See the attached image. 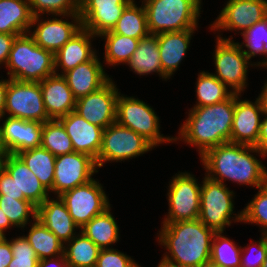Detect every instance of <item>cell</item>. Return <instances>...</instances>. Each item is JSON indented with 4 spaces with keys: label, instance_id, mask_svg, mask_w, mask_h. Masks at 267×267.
<instances>
[{
    "label": "cell",
    "instance_id": "obj_1",
    "mask_svg": "<svg viewBox=\"0 0 267 267\" xmlns=\"http://www.w3.org/2000/svg\"><path fill=\"white\" fill-rule=\"evenodd\" d=\"M255 153L266 157L255 146L227 142L208 149L200 159L208 178L223 184L229 180L258 189L267 183V169Z\"/></svg>",
    "mask_w": 267,
    "mask_h": 267
},
{
    "label": "cell",
    "instance_id": "obj_2",
    "mask_svg": "<svg viewBox=\"0 0 267 267\" xmlns=\"http://www.w3.org/2000/svg\"><path fill=\"white\" fill-rule=\"evenodd\" d=\"M234 104L235 93L225 101L191 108L174 142L181 139L185 144L197 147L200 157L208 149L230 142Z\"/></svg>",
    "mask_w": 267,
    "mask_h": 267
},
{
    "label": "cell",
    "instance_id": "obj_3",
    "mask_svg": "<svg viewBox=\"0 0 267 267\" xmlns=\"http://www.w3.org/2000/svg\"><path fill=\"white\" fill-rule=\"evenodd\" d=\"M161 224L157 241L168 251L163 257L182 267H203L210 262L215 231L199 219Z\"/></svg>",
    "mask_w": 267,
    "mask_h": 267
},
{
    "label": "cell",
    "instance_id": "obj_4",
    "mask_svg": "<svg viewBox=\"0 0 267 267\" xmlns=\"http://www.w3.org/2000/svg\"><path fill=\"white\" fill-rule=\"evenodd\" d=\"M9 79L41 82L55 74L54 53L38 46L29 33L16 36L5 65Z\"/></svg>",
    "mask_w": 267,
    "mask_h": 267
},
{
    "label": "cell",
    "instance_id": "obj_5",
    "mask_svg": "<svg viewBox=\"0 0 267 267\" xmlns=\"http://www.w3.org/2000/svg\"><path fill=\"white\" fill-rule=\"evenodd\" d=\"M150 34L197 29L200 0H143Z\"/></svg>",
    "mask_w": 267,
    "mask_h": 267
},
{
    "label": "cell",
    "instance_id": "obj_6",
    "mask_svg": "<svg viewBox=\"0 0 267 267\" xmlns=\"http://www.w3.org/2000/svg\"><path fill=\"white\" fill-rule=\"evenodd\" d=\"M203 179L199 220L215 232H224L225 227L231 226L233 220L234 223L242 222V211L238 214H234L235 211H233L234 191L229 190L226 184L214 181L207 176Z\"/></svg>",
    "mask_w": 267,
    "mask_h": 267
},
{
    "label": "cell",
    "instance_id": "obj_7",
    "mask_svg": "<svg viewBox=\"0 0 267 267\" xmlns=\"http://www.w3.org/2000/svg\"><path fill=\"white\" fill-rule=\"evenodd\" d=\"M159 117L155 110L142 100L119 93L116 122L142 135L154 147L162 143H173L174 137L160 133ZM171 137V138H170Z\"/></svg>",
    "mask_w": 267,
    "mask_h": 267
},
{
    "label": "cell",
    "instance_id": "obj_8",
    "mask_svg": "<svg viewBox=\"0 0 267 267\" xmlns=\"http://www.w3.org/2000/svg\"><path fill=\"white\" fill-rule=\"evenodd\" d=\"M216 46L214 50V66L216 78L223 82L233 93L240 94L247 87L248 67L255 66L242 52L238 42L229 38L216 36ZM250 65V66H248Z\"/></svg>",
    "mask_w": 267,
    "mask_h": 267
},
{
    "label": "cell",
    "instance_id": "obj_9",
    "mask_svg": "<svg viewBox=\"0 0 267 267\" xmlns=\"http://www.w3.org/2000/svg\"><path fill=\"white\" fill-rule=\"evenodd\" d=\"M154 148L142 135L114 122L103 131L101 150L95 161L99 169L107 162H124Z\"/></svg>",
    "mask_w": 267,
    "mask_h": 267
},
{
    "label": "cell",
    "instance_id": "obj_10",
    "mask_svg": "<svg viewBox=\"0 0 267 267\" xmlns=\"http://www.w3.org/2000/svg\"><path fill=\"white\" fill-rule=\"evenodd\" d=\"M44 123L51 120L44 107L40 82L18 81L8 78L4 118Z\"/></svg>",
    "mask_w": 267,
    "mask_h": 267
},
{
    "label": "cell",
    "instance_id": "obj_11",
    "mask_svg": "<svg viewBox=\"0 0 267 267\" xmlns=\"http://www.w3.org/2000/svg\"><path fill=\"white\" fill-rule=\"evenodd\" d=\"M193 174L179 172L172 177L167 193L168 215L162 223L199 219L201 185Z\"/></svg>",
    "mask_w": 267,
    "mask_h": 267
},
{
    "label": "cell",
    "instance_id": "obj_12",
    "mask_svg": "<svg viewBox=\"0 0 267 267\" xmlns=\"http://www.w3.org/2000/svg\"><path fill=\"white\" fill-rule=\"evenodd\" d=\"M59 197L79 228H82L93 217L103 213L111 205L103 186L96 179L66 191Z\"/></svg>",
    "mask_w": 267,
    "mask_h": 267
},
{
    "label": "cell",
    "instance_id": "obj_13",
    "mask_svg": "<svg viewBox=\"0 0 267 267\" xmlns=\"http://www.w3.org/2000/svg\"><path fill=\"white\" fill-rule=\"evenodd\" d=\"M94 158L80 152L56 156L52 193L59 197L64 192L91 181L98 172Z\"/></svg>",
    "mask_w": 267,
    "mask_h": 267
},
{
    "label": "cell",
    "instance_id": "obj_14",
    "mask_svg": "<svg viewBox=\"0 0 267 267\" xmlns=\"http://www.w3.org/2000/svg\"><path fill=\"white\" fill-rule=\"evenodd\" d=\"M112 78L100 89L76 100L75 112L103 129L116 122L119 93Z\"/></svg>",
    "mask_w": 267,
    "mask_h": 267
},
{
    "label": "cell",
    "instance_id": "obj_15",
    "mask_svg": "<svg viewBox=\"0 0 267 267\" xmlns=\"http://www.w3.org/2000/svg\"><path fill=\"white\" fill-rule=\"evenodd\" d=\"M267 18V0H228L209 27L211 31H242Z\"/></svg>",
    "mask_w": 267,
    "mask_h": 267
},
{
    "label": "cell",
    "instance_id": "obj_16",
    "mask_svg": "<svg viewBox=\"0 0 267 267\" xmlns=\"http://www.w3.org/2000/svg\"><path fill=\"white\" fill-rule=\"evenodd\" d=\"M53 18L40 20L41 16H33L29 34L33 37L35 43L54 54L67 43L82 27V20L79 14H70L72 20L59 19L52 15ZM55 17V18H54ZM36 26V27H35Z\"/></svg>",
    "mask_w": 267,
    "mask_h": 267
},
{
    "label": "cell",
    "instance_id": "obj_17",
    "mask_svg": "<svg viewBox=\"0 0 267 267\" xmlns=\"http://www.w3.org/2000/svg\"><path fill=\"white\" fill-rule=\"evenodd\" d=\"M133 0H79L82 27L97 38L111 31Z\"/></svg>",
    "mask_w": 267,
    "mask_h": 267
},
{
    "label": "cell",
    "instance_id": "obj_18",
    "mask_svg": "<svg viewBox=\"0 0 267 267\" xmlns=\"http://www.w3.org/2000/svg\"><path fill=\"white\" fill-rule=\"evenodd\" d=\"M239 96L241 97L240 94L235 93L230 142L258 148V137L262 121L261 117L264 114L262 103L258 97L255 102H252L246 99H239Z\"/></svg>",
    "mask_w": 267,
    "mask_h": 267
},
{
    "label": "cell",
    "instance_id": "obj_19",
    "mask_svg": "<svg viewBox=\"0 0 267 267\" xmlns=\"http://www.w3.org/2000/svg\"><path fill=\"white\" fill-rule=\"evenodd\" d=\"M58 120L70 137L74 151L88 154L96 160L101 150L104 129L89 123L75 111Z\"/></svg>",
    "mask_w": 267,
    "mask_h": 267
},
{
    "label": "cell",
    "instance_id": "obj_20",
    "mask_svg": "<svg viewBox=\"0 0 267 267\" xmlns=\"http://www.w3.org/2000/svg\"><path fill=\"white\" fill-rule=\"evenodd\" d=\"M2 122V137L8 154L17 155L41 146L43 123L7 116Z\"/></svg>",
    "mask_w": 267,
    "mask_h": 267
},
{
    "label": "cell",
    "instance_id": "obj_21",
    "mask_svg": "<svg viewBox=\"0 0 267 267\" xmlns=\"http://www.w3.org/2000/svg\"><path fill=\"white\" fill-rule=\"evenodd\" d=\"M4 169L16 182L19 200H28L38 207L47 198H51L49 191L18 155L7 154Z\"/></svg>",
    "mask_w": 267,
    "mask_h": 267
},
{
    "label": "cell",
    "instance_id": "obj_22",
    "mask_svg": "<svg viewBox=\"0 0 267 267\" xmlns=\"http://www.w3.org/2000/svg\"><path fill=\"white\" fill-rule=\"evenodd\" d=\"M103 66L96 54L90 61L79 64L62 75L76 100L97 91L111 79Z\"/></svg>",
    "mask_w": 267,
    "mask_h": 267
},
{
    "label": "cell",
    "instance_id": "obj_23",
    "mask_svg": "<svg viewBox=\"0 0 267 267\" xmlns=\"http://www.w3.org/2000/svg\"><path fill=\"white\" fill-rule=\"evenodd\" d=\"M94 37L96 36L93 33L82 28L65 43L54 54L55 74L63 75L77 65L90 61L97 54L91 43L92 39H96ZM58 69L61 70V74L57 72L60 71Z\"/></svg>",
    "mask_w": 267,
    "mask_h": 267
},
{
    "label": "cell",
    "instance_id": "obj_24",
    "mask_svg": "<svg viewBox=\"0 0 267 267\" xmlns=\"http://www.w3.org/2000/svg\"><path fill=\"white\" fill-rule=\"evenodd\" d=\"M49 199L47 198L37 207L36 219L65 244L77 235L74 231L80 228L74 223L60 197L56 196V200L55 198Z\"/></svg>",
    "mask_w": 267,
    "mask_h": 267
},
{
    "label": "cell",
    "instance_id": "obj_25",
    "mask_svg": "<svg viewBox=\"0 0 267 267\" xmlns=\"http://www.w3.org/2000/svg\"><path fill=\"white\" fill-rule=\"evenodd\" d=\"M44 107L50 119H59L75 110L76 99L62 75L54 74L40 82Z\"/></svg>",
    "mask_w": 267,
    "mask_h": 267
},
{
    "label": "cell",
    "instance_id": "obj_26",
    "mask_svg": "<svg viewBox=\"0 0 267 267\" xmlns=\"http://www.w3.org/2000/svg\"><path fill=\"white\" fill-rule=\"evenodd\" d=\"M195 30L197 29L156 34L162 70L169 79L186 57Z\"/></svg>",
    "mask_w": 267,
    "mask_h": 267
},
{
    "label": "cell",
    "instance_id": "obj_27",
    "mask_svg": "<svg viewBox=\"0 0 267 267\" xmlns=\"http://www.w3.org/2000/svg\"><path fill=\"white\" fill-rule=\"evenodd\" d=\"M32 19L28 0H0V33H29Z\"/></svg>",
    "mask_w": 267,
    "mask_h": 267
},
{
    "label": "cell",
    "instance_id": "obj_28",
    "mask_svg": "<svg viewBox=\"0 0 267 267\" xmlns=\"http://www.w3.org/2000/svg\"><path fill=\"white\" fill-rule=\"evenodd\" d=\"M126 64L140 76L155 72L162 79L169 80L162 70L157 35L149 34L141 38L132 57Z\"/></svg>",
    "mask_w": 267,
    "mask_h": 267
},
{
    "label": "cell",
    "instance_id": "obj_29",
    "mask_svg": "<svg viewBox=\"0 0 267 267\" xmlns=\"http://www.w3.org/2000/svg\"><path fill=\"white\" fill-rule=\"evenodd\" d=\"M110 211L111 207L93 217L80 228V231L91 239L100 249L112 248L111 245L120 240L119 227L115 217H113Z\"/></svg>",
    "mask_w": 267,
    "mask_h": 267
},
{
    "label": "cell",
    "instance_id": "obj_30",
    "mask_svg": "<svg viewBox=\"0 0 267 267\" xmlns=\"http://www.w3.org/2000/svg\"><path fill=\"white\" fill-rule=\"evenodd\" d=\"M17 155L38 177L41 184L52 192L56 156L42 146L19 152Z\"/></svg>",
    "mask_w": 267,
    "mask_h": 267
},
{
    "label": "cell",
    "instance_id": "obj_31",
    "mask_svg": "<svg viewBox=\"0 0 267 267\" xmlns=\"http://www.w3.org/2000/svg\"><path fill=\"white\" fill-rule=\"evenodd\" d=\"M100 248L81 231L64 244L63 254L70 267H95Z\"/></svg>",
    "mask_w": 267,
    "mask_h": 267
},
{
    "label": "cell",
    "instance_id": "obj_32",
    "mask_svg": "<svg viewBox=\"0 0 267 267\" xmlns=\"http://www.w3.org/2000/svg\"><path fill=\"white\" fill-rule=\"evenodd\" d=\"M25 238L39 260L63 255L64 244L37 219L33 220Z\"/></svg>",
    "mask_w": 267,
    "mask_h": 267
},
{
    "label": "cell",
    "instance_id": "obj_33",
    "mask_svg": "<svg viewBox=\"0 0 267 267\" xmlns=\"http://www.w3.org/2000/svg\"><path fill=\"white\" fill-rule=\"evenodd\" d=\"M99 37L105 39L103 59H105L106 65L113 67L121 63L126 65L139 43V39L113 33L112 31L105 32Z\"/></svg>",
    "mask_w": 267,
    "mask_h": 267
},
{
    "label": "cell",
    "instance_id": "obj_34",
    "mask_svg": "<svg viewBox=\"0 0 267 267\" xmlns=\"http://www.w3.org/2000/svg\"><path fill=\"white\" fill-rule=\"evenodd\" d=\"M137 5L135 0H133L125 8L116 25L111 30L113 33L122 34L139 40L150 34L144 5L142 4L140 7Z\"/></svg>",
    "mask_w": 267,
    "mask_h": 267
},
{
    "label": "cell",
    "instance_id": "obj_35",
    "mask_svg": "<svg viewBox=\"0 0 267 267\" xmlns=\"http://www.w3.org/2000/svg\"><path fill=\"white\" fill-rule=\"evenodd\" d=\"M197 102L193 107L213 105L228 99L233 92L212 73L201 71L196 81Z\"/></svg>",
    "mask_w": 267,
    "mask_h": 267
},
{
    "label": "cell",
    "instance_id": "obj_36",
    "mask_svg": "<svg viewBox=\"0 0 267 267\" xmlns=\"http://www.w3.org/2000/svg\"><path fill=\"white\" fill-rule=\"evenodd\" d=\"M41 146L54 156L74 152L71 139L58 119L43 123Z\"/></svg>",
    "mask_w": 267,
    "mask_h": 267
},
{
    "label": "cell",
    "instance_id": "obj_37",
    "mask_svg": "<svg viewBox=\"0 0 267 267\" xmlns=\"http://www.w3.org/2000/svg\"><path fill=\"white\" fill-rule=\"evenodd\" d=\"M216 232L212 240L210 262L221 267H240L242 247Z\"/></svg>",
    "mask_w": 267,
    "mask_h": 267
},
{
    "label": "cell",
    "instance_id": "obj_38",
    "mask_svg": "<svg viewBox=\"0 0 267 267\" xmlns=\"http://www.w3.org/2000/svg\"><path fill=\"white\" fill-rule=\"evenodd\" d=\"M244 42H241L239 46L246 57L251 61L252 57L256 55H264L266 58L259 62H253L254 65L265 67L267 65V49L265 47V41L267 37V18L261 22L253 24L249 29L241 33ZM245 43V44H244ZM245 45V46H244ZM243 47L247 48L243 49Z\"/></svg>",
    "mask_w": 267,
    "mask_h": 267
},
{
    "label": "cell",
    "instance_id": "obj_39",
    "mask_svg": "<svg viewBox=\"0 0 267 267\" xmlns=\"http://www.w3.org/2000/svg\"><path fill=\"white\" fill-rule=\"evenodd\" d=\"M0 208L7 215L14 227L23 228L31 224L30 216L36 219L37 207L28 200H17L0 195ZM29 222V223H28Z\"/></svg>",
    "mask_w": 267,
    "mask_h": 267
},
{
    "label": "cell",
    "instance_id": "obj_40",
    "mask_svg": "<svg viewBox=\"0 0 267 267\" xmlns=\"http://www.w3.org/2000/svg\"><path fill=\"white\" fill-rule=\"evenodd\" d=\"M242 223L259 225L267 235V183L258 188L257 194L242 210Z\"/></svg>",
    "mask_w": 267,
    "mask_h": 267
},
{
    "label": "cell",
    "instance_id": "obj_41",
    "mask_svg": "<svg viewBox=\"0 0 267 267\" xmlns=\"http://www.w3.org/2000/svg\"><path fill=\"white\" fill-rule=\"evenodd\" d=\"M33 16L55 15L66 18L79 14V0H28ZM66 16V17H65Z\"/></svg>",
    "mask_w": 267,
    "mask_h": 267
},
{
    "label": "cell",
    "instance_id": "obj_42",
    "mask_svg": "<svg viewBox=\"0 0 267 267\" xmlns=\"http://www.w3.org/2000/svg\"><path fill=\"white\" fill-rule=\"evenodd\" d=\"M10 246L12 249L13 258L8 267H38L39 259L24 236L11 238Z\"/></svg>",
    "mask_w": 267,
    "mask_h": 267
},
{
    "label": "cell",
    "instance_id": "obj_43",
    "mask_svg": "<svg viewBox=\"0 0 267 267\" xmlns=\"http://www.w3.org/2000/svg\"><path fill=\"white\" fill-rule=\"evenodd\" d=\"M249 244V246L246 245L247 247H242L240 267H262L267 255V235L261 234V239H259V241H254V243L251 241ZM252 248L256 249L253 250ZM250 252H253V255L247 256Z\"/></svg>",
    "mask_w": 267,
    "mask_h": 267
},
{
    "label": "cell",
    "instance_id": "obj_44",
    "mask_svg": "<svg viewBox=\"0 0 267 267\" xmlns=\"http://www.w3.org/2000/svg\"><path fill=\"white\" fill-rule=\"evenodd\" d=\"M95 267H141L133 258L118 249H101Z\"/></svg>",
    "mask_w": 267,
    "mask_h": 267
},
{
    "label": "cell",
    "instance_id": "obj_45",
    "mask_svg": "<svg viewBox=\"0 0 267 267\" xmlns=\"http://www.w3.org/2000/svg\"><path fill=\"white\" fill-rule=\"evenodd\" d=\"M0 195L19 200L16 182L5 169L0 173Z\"/></svg>",
    "mask_w": 267,
    "mask_h": 267
},
{
    "label": "cell",
    "instance_id": "obj_46",
    "mask_svg": "<svg viewBox=\"0 0 267 267\" xmlns=\"http://www.w3.org/2000/svg\"><path fill=\"white\" fill-rule=\"evenodd\" d=\"M16 36L18 35L0 33V66L1 64H7L12 44Z\"/></svg>",
    "mask_w": 267,
    "mask_h": 267
},
{
    "label": "cell",
    "instance_id": "obj_47",
    "mask_svg": "<svg viewBox=\"0 0 267 267\" xmlns=\"http://www.w3.org/2000/svg\"><path fill=\"white\" fill-rule=\"evenodd\" d=\"M13 258L10 241L6 236L0 237V267H8Z\"/></svg>",
    "mask_w": 267,
    "mask_h": 267
},
{
    "label": "cell",
    "instance_id": "obj_48",
    "mask_svg": "<svg viewBox=\"0 0 267 267\" xmlns=\"http://www.w3.org/2000/svg\"><path fill=\"white\" fill-rule=\"evenodd\" d=\"M38 267H70V265L63 254L54 258L40 259Z\"/></svg>",
    "mask_w": 267,
    "mask_h": 267
},
{
    "label": "cell",
    "instance_id": "obj_49",
    "mask_svg": "<svg viewBox=\"0 0 267 267\" xmlns=\"http://www.w3.org/2000/svg\"><path fill=\"white\" fill-rule=\"evenodd\" d=\"M261 121L260 132L258 137V149L267 156V115Z\"/></svg>",
    "mask_w": 267,
    "mask_h": 267
},
{
    "label": "cell",
    "instance_id": "obj_50",
    "mask_svg": "<svg viewBox=\"0 0 267 267\" xmlns=\"http://www.w3.org/2000/svg\"><path fill=\"white\" fill-rule=\"evenodd\" d=\"M8 79L0 80V117L4 116Z\"/></svg>",
    "mask_w": 267,
    "mask_h": 267
},
{
    "label": "cell",
    "instance_id": "obj_51",
    "mask_svg": "<svg viewBox=\"0 0 267 267\" xmlns=\"http://www.w3.org/2000/svg\"><path fill=\"white\" fill-rule=\"evenodd\" d=\"M10 227H14L7 215L2 211L0 208V235L6 236L5 232L7 229H10Z\"/></svg>",
    "mask_w": 267,
    "mask_h": 267
},
{
    "label": "cell",
    "instance_id": "obj_52",
    "mask_svg": "<svg viewBox=\"0 0 267 267\" xmlns=\"http://www.w3.org/2000/svg\"><path fill=\"white\" fill-rule=\"evenodd\" d=\"M267 81V80H266ZM262 91L259 94L258 98L260 99L263 107V115H267V82L264 83L262 87Z\"/></svg>",
    "mask_w": 267,
    "mask_h": 267
},
{
    "label": "cell",
    "instance_id": "obj_53",
    "mask_svg": "<svg viewBox=\"0 0 267 267\" xmlns=\"http://www.w3.org/2000/svg\"><path fill=\"white\" fill-rule=\"evenodd\" d=\"M157 267H182V266H180L178 263L172 262L163 257Z\"/></svg>",
    "mask_w": 267,
    "mask_h": 267
},
{
    "label": "cell",
    "instance_id": "obj_54",
    "mask_svg": "<svg viewBox=\"0 0 267 267\" xmlns=\"http://www.w3.org/2000/svg\"><path fill=\"white\" fill-rule=\"evenodd\" d=\"M3 119H4V117H0V121ZM7 154H8V152H7L6 146L3 142V137H2V126L0 125V155H7Z\"/></svg>",
    "mask_w": 267,
    "mask_h": 267
},
{
    "label": "cell",
    "instance_id": "obj_55",
    "mask_svg": "<svg viewBox=\"0 0 267 267\" xmlns=\"http://www.w3.org/2000/svg\"><path fill=\"white\" fill-rule=\"evenodd\" d=\"M6 155H0V173L4 170Z\"/></svg>",
    "mask_w": 267,
    "mask_h": 267
},
{
    "label": "cell",
    "instance_id": "obj_56",
    "mask_svg": "<svg viewBox=\"0 0 267 267\" xmlns=\"http://www.w3.org/2000/svg\"><path fill=\"white\" fill-rule=\"evenodd\" d=\"M203 267H221V266H218V265H215L211 262H208L207 264H205Z\"/></svg>",
    "mask_w": 267,
    "mask_h": 267
},
{
    "label": "cell",
    "instance_id": "obj_57",
    "mask_svg": "<svg viewBox=\"0 0 267 267\" xmlns=\"http://www.w3.org/2000/svg\"><path fill=\"white\" fill-rule=\"evenodd\" d=\"M262 267H267V255H266V259H265L264 262H263Z\"/></svg>",
    "mask_w": 267,
    "mask_h": 267
},
{
    "label": "cell",
    "instance_id": "obj_58",
    "mask_svg": "<svg viewBox=\"0 0 267 267\" xmlns=\"http://www.w3.org/2000/svg\"><path fill=\"white\" fill-rule=\"evenodd\" d=\"M265 47H266V49H267V37H266V41H265Z\"/></svg>",
    "mask_w": 267,
    "mask_h": 267
}]
</instances>
